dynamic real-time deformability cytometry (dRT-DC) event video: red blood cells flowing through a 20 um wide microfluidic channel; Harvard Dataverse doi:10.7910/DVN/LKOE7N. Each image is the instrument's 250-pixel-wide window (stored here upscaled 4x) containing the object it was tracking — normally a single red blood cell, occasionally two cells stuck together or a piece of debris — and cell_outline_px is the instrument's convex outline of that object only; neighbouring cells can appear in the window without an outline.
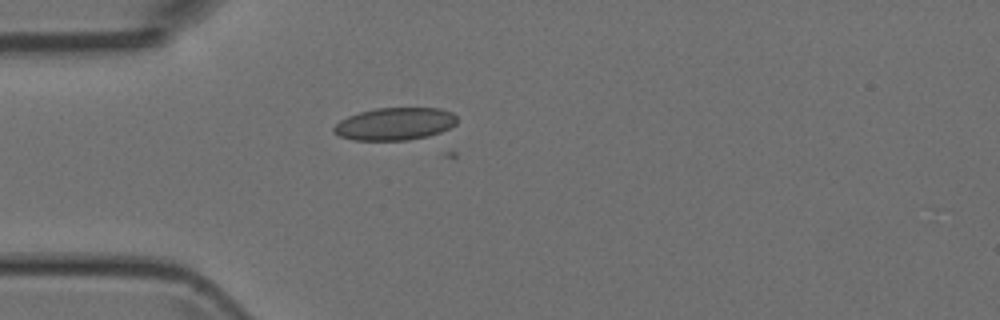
{"species": "Egyptian fruit bat (a non-hibernating species)", "species_latin": "Rousettus aegyptiacus", "temperature_condition": "room temperature", "stored_images_in_passage": 38, "camera_frame_rate_fps": 3000, "um_per_image_px": 0.085, "animal": {"sex": "female"}, "frame": {"image": 1, "passage_image": 2, "time_ms": 0.333, "image_size_px": [1000, 320], "cell_outline_px": [[456, 124], [440, 132], [428, 136], [408, 140], [352, 140], [340, 136], [332, 132], [332, 128], [340, 120], [348, 116], [360, 112], [376, 108], [440, 108], [452, 112], [456, 116]], "centroid_in_image_um": [33.54, 10.53], "position_along_channel_um": 51.5, "area_um2": 23.35}}
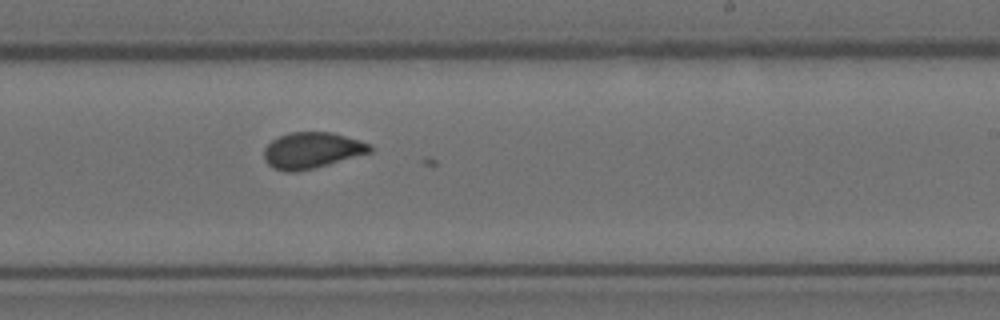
{"frame": {"image": 2, "passage_image": 18, "time_ms": 5.667, "image_size_px": [1000, 320], "cell_outline_px": [[372, 152], [328, 164], [296, 172], [284, 172], [272, 168], [268, 164], [264, 156], [264, 148], [272, 140], [288, 132], [332, 132], [360, 140], [372, 144]], "centroid_in_image_um": [26.51, 12.77], "position_along_channel_um": 262.5, "area_um2": 22.31}}
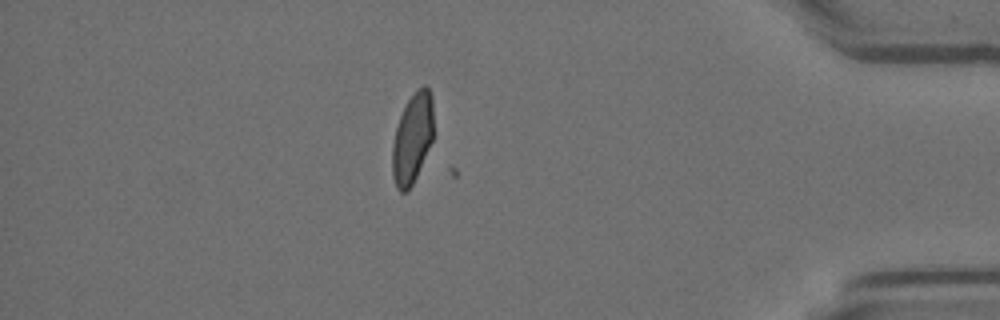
{"frame": {"image": 3, "passage_image": 31, "time_ms": 10.0, "image_size_px": [1000, 320], "cell_outline_px": [[432, 140], [416, 176], [408, 192], [400, 192], [396, 188], [392, 176], [392, 144], [396, 128], [400, 116], [408, 100], [424, 84], [428, 88], [432, 96]], "centroid_in_image_um": [35.02, 11.8], "position_along_channel_um": 400.2, "area_um2": 21.27}}